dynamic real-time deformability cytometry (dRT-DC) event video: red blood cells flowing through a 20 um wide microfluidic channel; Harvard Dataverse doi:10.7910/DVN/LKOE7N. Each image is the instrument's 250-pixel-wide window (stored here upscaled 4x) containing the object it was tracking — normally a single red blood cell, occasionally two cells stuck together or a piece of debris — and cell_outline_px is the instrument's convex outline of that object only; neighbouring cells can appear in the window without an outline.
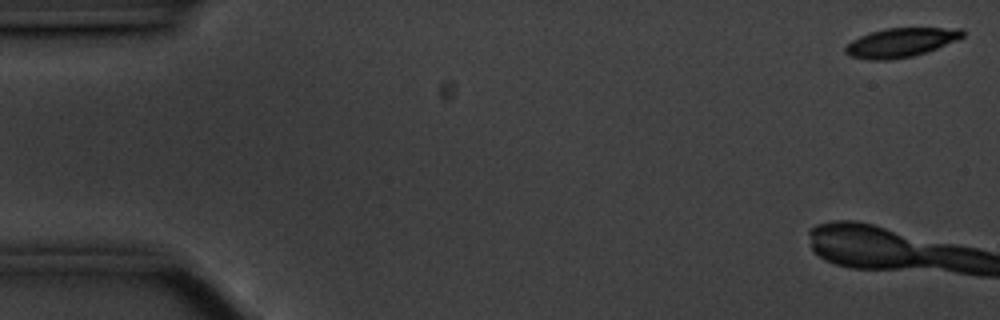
{"species": "common noctule bat (a hibernating species)", "species_latin": "Nyctalus noctula", "temperature_condition": "cold", "stored_images_in_passage": 11, "camera_frame_rate_fps": 3000, "um_per_image_px": 0.085, "animal": {"sex": "male", "body_mass_g": 20.1, "forearm_length_mm": 53.5}, "frame": {"image": 1, "passage_image": 1, "time_ms": 0.0, "image_size_px": [1000, 320], "cell_outline_px": [[964, 36], [956, 40], [936, 48], [912, 56], [888, 60], [868, 60], [848, 56], [844, 52], [844, 48], [852, 40], [860, 36], [872, 32], [888, 28], [964, 28]], "centroid_in_image_um": [76.54, 3.62], "position_along_channel_um": 8.5, "area_um2": 19.71}}